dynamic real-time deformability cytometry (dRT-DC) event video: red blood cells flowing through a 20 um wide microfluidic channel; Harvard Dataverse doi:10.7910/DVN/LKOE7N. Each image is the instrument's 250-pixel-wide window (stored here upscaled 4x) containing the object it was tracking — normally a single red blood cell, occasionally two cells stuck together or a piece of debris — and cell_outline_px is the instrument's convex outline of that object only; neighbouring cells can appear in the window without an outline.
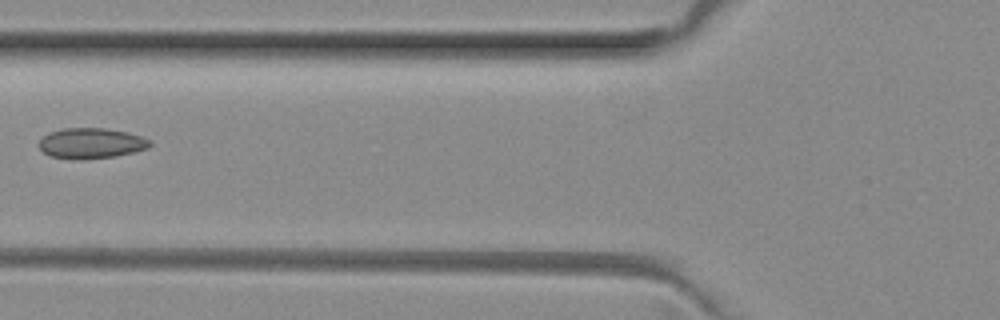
{"species": "common noctule bat (a hibernating species)", "species_latin": "Nyctalus noctula", "temperature_condition": "room temperature", "stored_images_in_passage": 4, "camera_frame_rate_fps": 3000, "um_per_image_px": 0.085, "animal": {"sex": "female", "body_mass_g": 29.2, "forearm_length_mm": 56.3}, "frame": {"image": 1, "passage_image": 3, "time_ms": 0.667, "image_size_px": [1000, 320], "cell_outline_px": [[152, 144], [148, 148], [116, 156], [84, 160], [80, 160], [52, 156], [44, 152], [40, 148], [40, 140], [44, 136], [52, 132], [64, 128], [104, 128], [128, 132], [152, 140]], "centroid_in_image_um": [7.8, 12.18], "position_along_channel_um": 118.0, "area_um2": 19.59}}
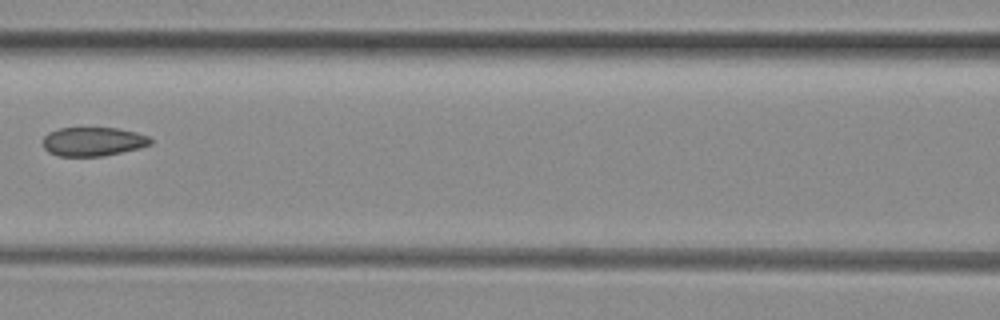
{"frame": {"image": 2, "passage_image": 4, "time_ms": 1.0, "image_size_px": [1000, 320], "cell_outline_px": [[152, 144], [140, 148], [100, 156], [60, 156], [48, 152], [44, 148], [44, 136], [48, 132], [60, 128], [116, 128], [136, 132], [148, 136], [152, 140]], "centroid_in_image_um": [7.91, 12.03], "position_along_channel_um": 158.7, "area_um2": 18.03}}